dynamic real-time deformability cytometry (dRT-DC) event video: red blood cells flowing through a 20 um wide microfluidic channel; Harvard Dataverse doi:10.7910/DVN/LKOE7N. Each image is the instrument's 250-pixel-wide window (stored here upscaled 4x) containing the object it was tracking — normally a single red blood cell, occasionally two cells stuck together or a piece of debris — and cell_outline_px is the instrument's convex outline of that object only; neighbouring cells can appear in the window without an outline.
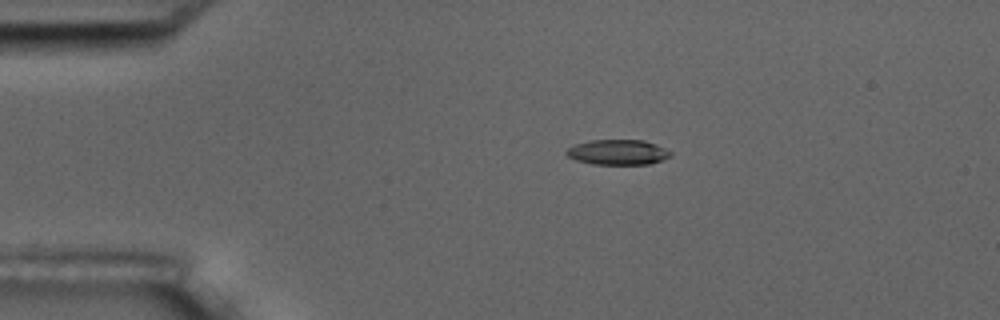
{"species": "common noctule bat (a hibernating species)", "species_latin": "Nyctalus noctula", "temperature_condition": "room temperature", "stored_images_in_passage": 3, "camera_frame_rate_fps": 3000, "um_per_image_px": 0.085, "animal": {"sex": "male", "body_mass_g": 17.5, "forearm_length_mm": 52.3}, "frame": {"image": 1, "passage_image": 2, "time_ms": 1.0, "image_size_px": [1000, 320], "cell_outline_px": [[672, 156], [648, 164], [592, 164], [576, 160], [568, 156], [564, 152], [568, 148], [576, 144], [588, 140], [644, 140], [656, 144], [672, 152]], "centroid_in_image_um": [52.51, 12.93], "position_along_channel_um": 32.5, "area_um2": 15.26}}